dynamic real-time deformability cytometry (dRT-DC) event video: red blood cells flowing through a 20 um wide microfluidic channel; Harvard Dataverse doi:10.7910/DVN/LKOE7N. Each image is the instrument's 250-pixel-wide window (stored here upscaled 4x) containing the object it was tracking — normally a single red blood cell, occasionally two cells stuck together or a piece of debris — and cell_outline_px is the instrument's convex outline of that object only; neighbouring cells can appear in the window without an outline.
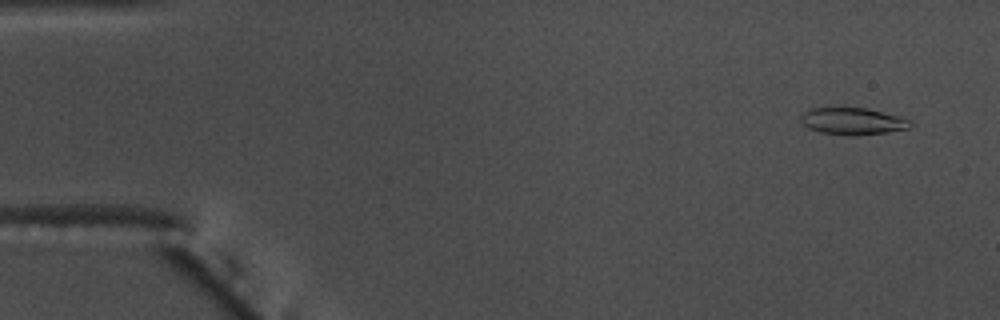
{"species": "common noctule bat (a hibernating species)", "species_latin": "Nyctalus noctula", "temperature_condition": "warm", "stored_images_in_passage": 55, "camera_frame_rate_fps": 3000, "um_per_image_px": 0.085, "animal": {"sex": "male", "body_mass_g": 17.5, "forearm_length_mm": 52.3}, "frame": {"image": 1, "passage_image": 4, "time_ms": 1.0, "image_size_px": [1000, 320], "cell_outline_px": [[912, 124], [908, 128], [888, 132], [856, 136], [848, 136], [820, 132], [808, 128], [800, 120], [800, 116], [804, 112], [812, 108], [868, 108], [900, 116], [908, 120]], "centroid_in_image_um": [72.47, 10.31], "position_along_channel_um": 12.5, "area_um2": 17.22}}
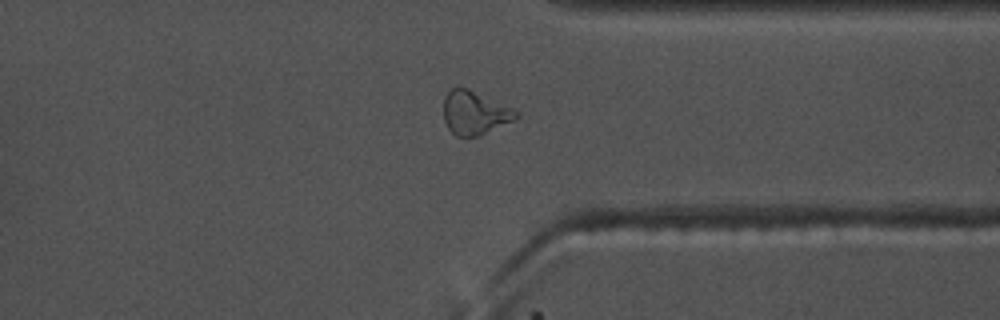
{"frame": {"image": 2, "passage_image": 43, "time_ms": 14.0, "image_size_px": [1000, 320], "cell_outline_px": [[520, 116], [516, 120], [480, 136], [456, 136], [448, 128], [444, 120], [444, 96], [452, 88], [468, 88], [512, 108]], "centroid_in_image_um": [40.36, 9.61], "position_along_channel_um": 371.0, "area_um2": 18.38}}
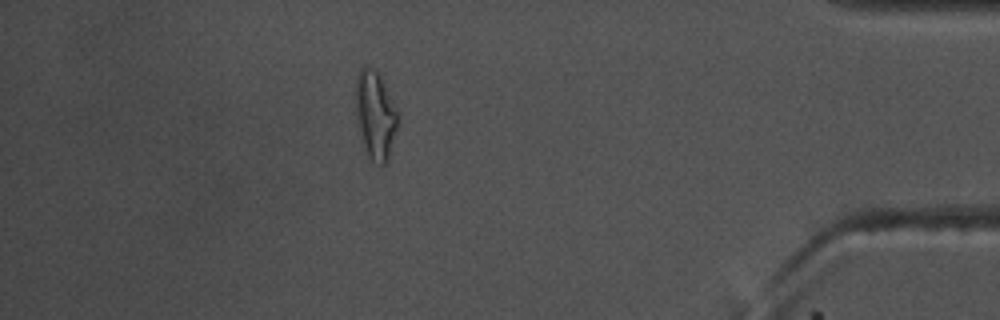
{"frame": {"image": 3, "passage_image": 49, "time_ms": 16.0, "image_size_px": [1000, 320], "cell_outline_px": [[400, 112], [388, 160], [384, 164], [380, 164], [372, 160], [368, 156], [364, 148], [356, 120], [356, 76], [360, 68], [368, 68], [376, 72], [380, 76]], "centroid_in_image_um": [31.91, 9.79], "position_along_channel_um": 403.3, "area_um2": 21.5}, "authors_computed_cell_mechanics": {"area_um2": 17.2244, "velocity_mm_per_s": 3.7322, "shape_relaxation_time_tau1_ms": null, "shape_relaxation_time_tau2_ms": 3.5778, "deformation_change_tau1": null, "deformation_change_tau2": 0.1305}}